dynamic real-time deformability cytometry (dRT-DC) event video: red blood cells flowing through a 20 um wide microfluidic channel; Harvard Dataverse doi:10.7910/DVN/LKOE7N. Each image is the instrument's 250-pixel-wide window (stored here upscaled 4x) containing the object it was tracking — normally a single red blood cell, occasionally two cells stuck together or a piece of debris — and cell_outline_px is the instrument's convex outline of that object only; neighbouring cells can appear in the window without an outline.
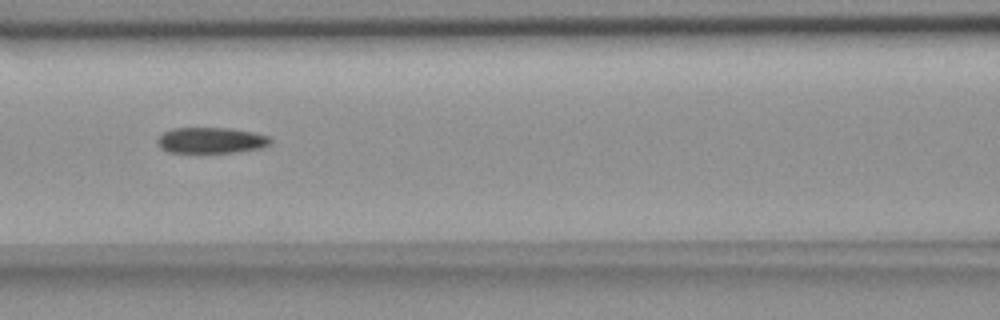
{"species": "common noctule bat (a hibernating species)", "species_latin": "Nyctalus noctula", "temperature_condition": "room temperature", "stored_images_in_passage": 7, "camera_frame_rate_fps": 3000, "um_per_image_px": 0.085, "animal": {"sex": "female", "body_mass_g": 18.4}, "frame": {"image": 1, "passage_image": 5, "time_ms": 4.333, "image_size_px": [1000, 320], "cell_outline_px": [[272, 140], [268, 144], [260, 148], [236, 152], [196, 156], [168, 152], [160, 148], [156, 140], [164, 132], [172, 128], [232, 128], [252, 132], [268, 136]], "centroid_in_image_um": [17.86, 11.98], "position_along_channel_um": 148.7, "area_um2": 17.92}}
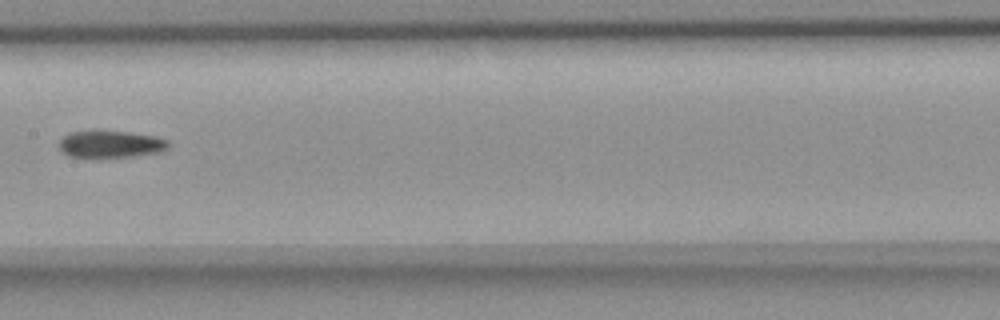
{"frame": {"image": 2, "passage_image": 6, "time_ms": 5.667, "image_size_px": [1000, 320], "cell_outline_px": [[168, 148], [160, 152], [132, 156], [68, 156], [60, 152], [60, 140], [64, 136], [72, 132], [128, 132], [156, 136], [168, 140]], "centroid_in_image_um": [9.43, 12.26], "position_along_channel_um": 198.0, "area_um2": 16.65}}
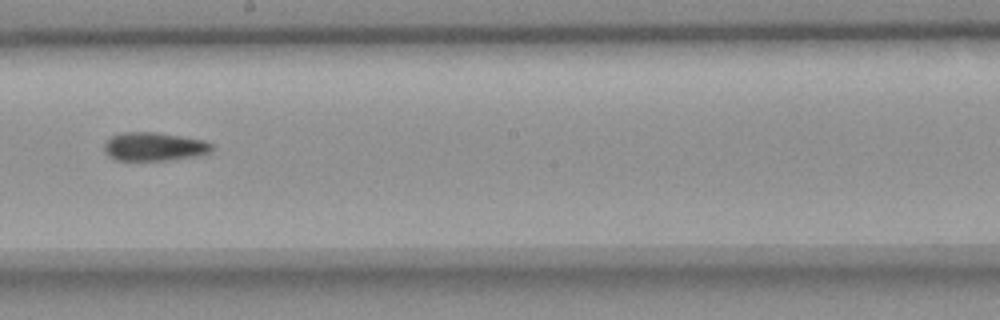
{"frame": {"image": 3, "passage_image": 7, "time_ms": 6.667, "image_size_px": [1000, 320], "cell_outline_px": [[216, 148], [212, 152], [204, 156], [168, 160], [116, 160], [108, 156], [104, 152], [104, 144], [112, 136], [124, 132], [156, 132], [204, 140], [212, 144]], "centroid_in_image_um": [13.18, 12.48], "position_along_channel_um": 235.0, "area_um2": 18.21}}